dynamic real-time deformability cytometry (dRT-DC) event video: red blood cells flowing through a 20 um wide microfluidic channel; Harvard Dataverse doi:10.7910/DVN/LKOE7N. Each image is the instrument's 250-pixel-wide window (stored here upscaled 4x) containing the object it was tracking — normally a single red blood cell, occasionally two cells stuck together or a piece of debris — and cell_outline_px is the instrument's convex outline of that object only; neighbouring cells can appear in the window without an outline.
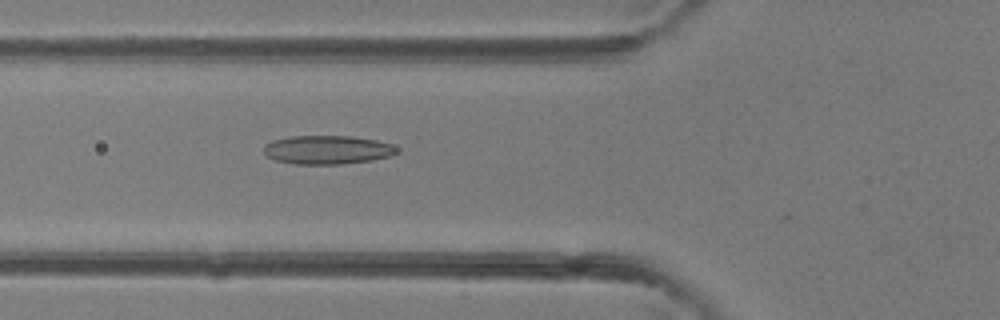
{"species": "common noctule bat (a hibernating species)", "species_latin": "Nyctalus noctula", "temperature_condition": "room temperature", "stored_images_in_passage": 29, "camera_frame_rate_fps": 3000, "um_per_image_px": 0.085, "animal": {"sex": "female"}, "frame": {"image": 1, "passage_image": 3, "time_ms": 0.667, "image_size_px": [1000, 320], "cell_outline_px": [[396, 152], [388, 156], [372, 160], [340, 164], [296, 164], [276, 160], [268, 156], [264, 152], [264, 144], [272, 140], [292, 136], [352, 136], [376, 140], [388, 144], [396, 148]], "centroid_in_image_um": [27.77, 12.73], "position_along_channel_um": 98.0, "area_um2": 21.96}}
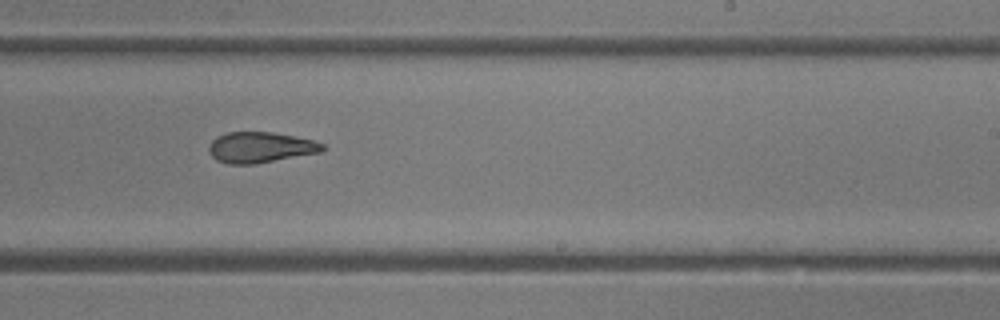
{"frame": {"image": 2, "passage_image": 13, "time_ms": 4.0, "image_size_px": [1000, 320], "cell_outline_px": [[328, 148], [320, 152], [256, 164], [228, 164], [216, 160], [208, 152], [208, 144], [216, 136], [228, 132], [272, 132], [312, 140], [324, 144]], "centroid_in_image_um": [22.1, 12.53], "position_along_channel_um": 266.9, "area_um2": 20.46}}
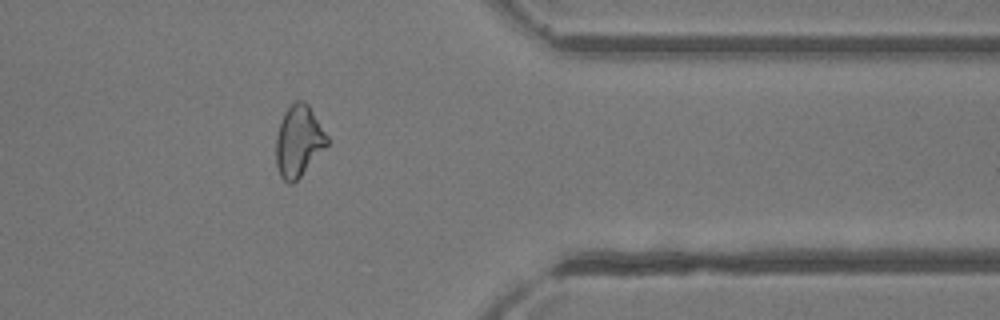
{"frame": {"image": 3, "passage_image": 21, "time_ms": 6.667, "image_size_px": [1000, 320], "cell_outline_px": [[328, 144], [300, 176], [292, 184], [288, 184], [280, 176], [276, 164], [276, 136], [284, 112], [296, 100], [304, 100], [308, 104], [328, 136]], "centroid_in_image_um": [25.37, 11.99], "position_along_channel_um": 386.0, "area_um2": 20.98}}